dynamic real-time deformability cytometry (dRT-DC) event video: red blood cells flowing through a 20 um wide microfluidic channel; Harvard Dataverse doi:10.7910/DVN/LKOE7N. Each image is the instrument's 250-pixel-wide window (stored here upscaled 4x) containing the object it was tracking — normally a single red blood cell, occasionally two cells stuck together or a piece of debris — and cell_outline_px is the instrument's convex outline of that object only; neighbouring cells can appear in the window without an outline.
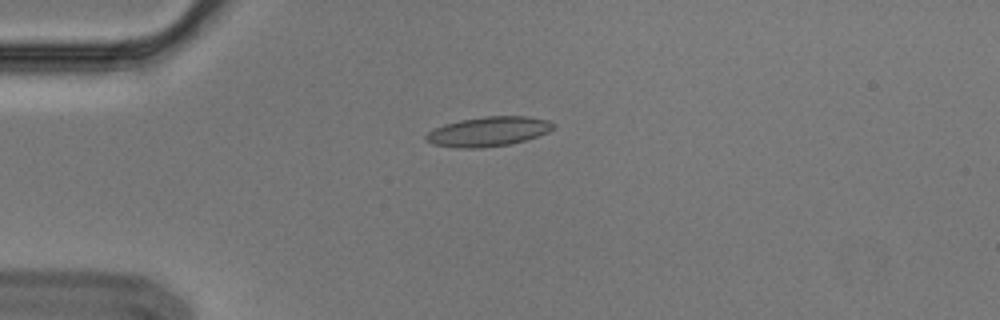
{"species": "Egyptian fruit bat (a non-hibernating species)", "species_latin": "Rousettus aegyptiacus", "temperature_condition": "cold", "stored_images_in_passage": 12, "segment_of_instrument_passage": [1, 2], "camera_frame_rate_fps": 3000, "um_per_image_px": 0.085, "animal": {"sex": "male"}, "frame": {"image": 1, "passage_image": 1, "time_ms": 0.0, "image_size_px": [1000, 320], "cell_outline_px": [[556, 128], [548, 132], [524, 140], [508, 144], [480, 148], [460, 148], [432, 144], [424, 140], [424, 136], [428, 132], [444, 124], [460, 120], [484, 116], [528, 116], [548, 120], [556, 124]], "centroid_in_image_um": [41.51, 11.17], "position_along_channel_um": 43.5, "area_um2": 21.96}}
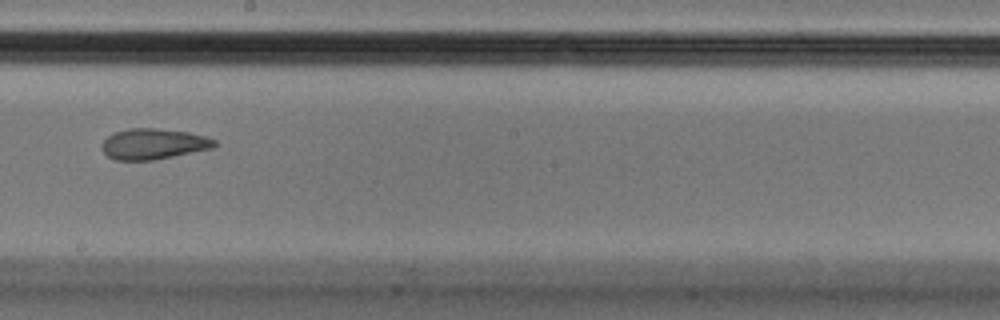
{"frame": {"image": 2, "passage_image": 6, "time_ms": 1.667, "image_size_px": [1000, 320], "cell_outline_px": [[216, 144], [212, 148], [152, 160], [112, 160], [100, 148], [100, 144], [108, 136], [116, 132], [128, 128], [156, 128], [188, 132], [208, 136], [216, 140]], "centroid_in_image_um": [13.01, 12.23], "position_along_channel_um": 235.2, "area_um2": 20.17}}
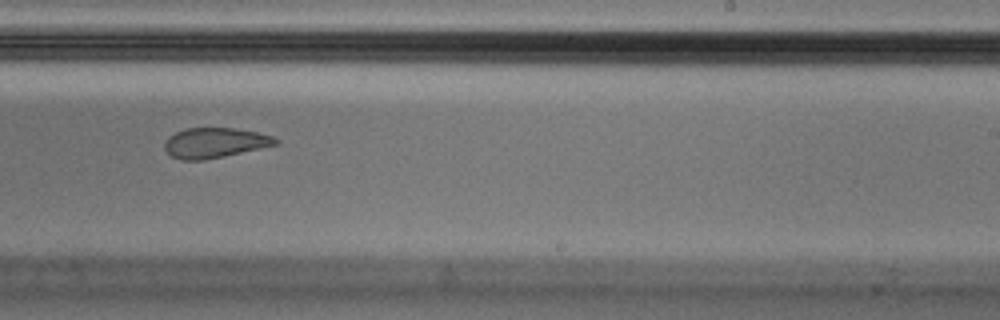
{"frame": {"image": 3, "passage_image": 7, "time_ms": 2.0, "image_size_px": [1000, 320], "cell_outline_px": [[280, 140], [276, 144], [260, 148], [224, 156], [204, 160], [180, 160], [172, 156], [164, 148], [164, 144], [168, 136], [184, 128], [236, 128], [256, 132], [272, 136]], "centroid_in_image_um": [18.22, 12.13], "position_along_channel_um": 270.8, "area_um2": 19.36}}